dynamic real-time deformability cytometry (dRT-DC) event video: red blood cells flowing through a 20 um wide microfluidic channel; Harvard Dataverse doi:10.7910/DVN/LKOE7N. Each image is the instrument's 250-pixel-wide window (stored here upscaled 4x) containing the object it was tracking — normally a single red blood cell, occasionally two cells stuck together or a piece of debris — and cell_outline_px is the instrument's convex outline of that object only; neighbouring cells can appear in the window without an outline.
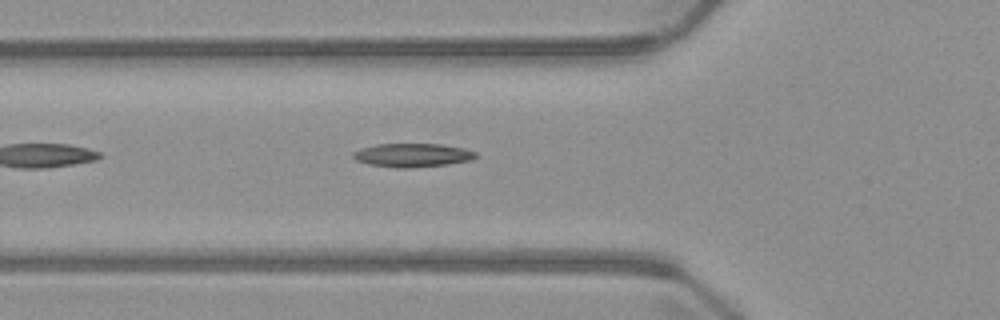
{"species": "common noctule bat (a hibernating species)", "species_latin": "Nyctalus noctula", "temperature_condition": "warm", "stored_images_in_passage": 3, "camera_frame_rate_fps": 3000, "um_per_image_px": 0.085, "animal": {"sex": "male", "body_mass_g": 23.1, "forearm_length_mm": 52.7}, "frame": {"image": 1, "passage_image": 3, "time_ms": 3.333, "image_size_px": [1000, 320], "cell_outline_px": [[476, 156], [472, 160], [448, 164], [412, 168], [396, 168], [368, 164], [356, 160], [352, 156], [352, 152], [360, 148], [376, 144], [440, 144], [464, 148], [476, 152]], "centroid_in_image_um": [35.04, 13.19], "position_along_channel_um": 90.8, "area_um2": 16.99}}